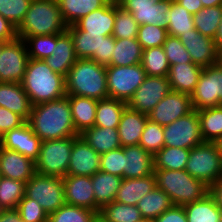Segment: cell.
I'll return each instance as SVG.
<instances>
[{"label":"cell","instance_id":"cell-19","mask_svg":"<svg viewBox=\"0 0 222 222\" xmlns=\"http://www.w3.org/2000/svg\"><path fill=\"white\" fill-rule=\"evenodd\" d=\"M100 160L101 154L78 136L73 142L67 175L93 176L100 170Z\"/></svg>","mask_w":222,"mask_h":222},{"label":"cell","instance_id":"cell-31","mask_svg":"<svg viewBox=\"0 0 222 222\" xmlns=\"http://www.w3.org/2000/svg\"><path fill=\"white\" fill-rule=\"evenodd\" d=\"M80 136L99 154L122 147L117 128L93 126Z\"/></svg>","mask_w":222,"mask_h":222},{"label":"cell","instance_id":"cell-24","mask_svg":"<svg viewBox=\"0 0 222 222\" xmlns=\"http://www.w3.org/2000/svg\"><path fill=\"white\" fill-rule=\"evenodd\" d=\"M124 178H142L154 174V156L140 145L122 147Z\"/></svg>","mask_w":222,"mask_h":222},{"label":"cell","instance_id":"cell-66","mask_svg":"<svg viewBox=\"0 0 222 222\" xmlns=\"http://www.w3.org/2000/svg\"><path fill=\"white\" fill-rule=\"evenodd\" d=\"M220 62L222 63V50H220Z\"/></svg>","mask_w":222,"mask_h":222},{"label":"cell","instance_id":"cell-5","mask_svg":"<svg viewBox=\"0 0 222 222\" xmlns=\"http://www.w3.org/2000/svg\"><path fill=\"white\" fill-rule=\"evenodd\" d=\"M156 185L170 198L173 205L183 206L204 198L209 186L185 170L154 169Z\"/></svg>","mask_w":222,"mask_h":222},{"label":"cell","instance_id":"cell-27","mask_svg":"<svg viewBox=\"0 0 222 222\" xmlns=\"http://www.w3.org/2000/svg\"><path fill=\"white\" fill-rule=\"evenodd\" d=\"M0 107H5L28 121L32 105L21 83L0 82Z\"/></svg>","mask_w":222,"mask_h":222},{"label":"cell","instance_id":"cell-4","mask_svg":"<svg viewBox=\"0 0 222 222\" xmlns=\"http://www.w3.org/2000/svg\"><path fill=\"white\" fill-rule=\"evenodd\" d=\"M65 23L56 0H32L17 28V37L45 36L66 32Z\"/></svg>","mask_w":222,"mask_h":222},{"label":"cell","instance_id":"cell-43","mask_svg":"<svg viewBox=\"0 0 222 222\" xmlns=\"http://www.w3.org/2000/svg\"><path fill=\"white\" fill-rule=\"evenodd\" d=\"M25 196V182L0 176V205L4 209H17Z\"/></svg>","mask_w":222,"mask_h":222},{"label":"cell","instance_id":"cell-26","mask_svg":"<svg viewBox=\"0 0 222 222\" xmlns=\"http://www.w3.org/2000/svg\"><path fill=\"white\" fill-rule=\"evenodd\" d=\"M148 115L126 107L117 127L122 147L139 145Z\"/></svg>","mask_w":222,"mask_h":222},{"label":"cell","instance_id":"cell-16","mask_svg":"<svg viewBox=\"0 0 222 222\" xmlns=\"http://www.w3.org/2000/svg\"><path fill=\"white\" fill-rule=\"evenodd\" d=\"M193 110L191 95L171 90L151 110L148 119L164 127Z\"/></svg>","mask_w":222,"mask_h":222},{"label":"cell","instance_id":"cell-14","mask_svg":"<svg viewBox=\"0 0 222 222\" xmlns=\"http://www.w3.org/2000/svg\"><path fill=\"white\" fill-rule=\"evenodd\" d=\"M171 2L172 0H122L119 6L131 13L139 25L150 24L167 30Z\"/></svg>","mask_w":222,"mask_h":222},{"label":"cell","instance_id":"cell-3","mask_svg":"<svg viewBox=\"0 0 222 222\" xmlns=\"http://www.w3.org/2000/svg\"><path fill=\"white\" fill-rule=\"evenodd\" d=\"M65 81L67 95L108 98L106 66L92 59H77Z\"/></svg>","mask_w":222,"mask_h":222},{"label":"cell","instance_id":"cell-34","mask_svg":"<svg viewBox=\"0 0 222 222\" xmlns=\"http://www.w3.org/2000/svg\"><path fill=\"white\" fill-rule=\"evenodd\" d=\"M111 63L108 66H132L141 63L143 49L137 39H115Z\"/></svg>","mask_w":222,"mask_h":222},{"label":"cell","instance_id":"cell-1","mask_svg":"<svg viewBox=\"0 0 222 222\" xmlns=\"http://www.w3.org/2000/svg\"><path fill=\"white\" fill-rule=\"evenodd\" d=\"M27 122L33 133L42 142L80 136L73 125L71 107L67 96L33 105Z\"/></svg>","mask_w":222,"mask_h":222},{"label":"cell","instance_id":"cell-44","mask_svg":"<svg viewBox=\"0 0 222 222\" xmlns=\"http://www.w3.org/2000/svg\"><path fill=\"white\" fill-rule=\"evenodd\" d=\"M97 215L88 208L64 204L48 214V222H93Z\"/></svg>","mask_w":222,"mask_h":222},{"label":"cell","instance_id":"cell-64","mask_svg":"<svg viewBox=\"0 0 222 222\" xmlns=\"http://www.w3.org/2000/svg\"><path fill=\"white\" fill-rule=\"evenodd\" d=\"M108 3L119 4L122 0H107Z\"/></svg>","mask_w":222,"mask_h":222},{"label":"cell","instance_id":"cell-6","mask_svg":"<svg viewBox=\"0 0 222 222\" xmlns=\"http://www.w3.org/2000/svg\"><path fill=\"white\" fill-rule=\"evenodd\" d=\"M185 171L211 186L222 177V154L216 142H203L190 149Z\"/></svg>","mask_w":222,"mask_h":222},{"label":"cell","instance_id":"cell-52","mask_svg":"<svg viewBox=\"0 0 222 222\" xmlns=\"http://www.w3.org/2000/svg\"><path fill=\"white\" fill-rule=\"evenodd\" d=\"M100 171L124 178V150L122 147L101 154Z\"/></svg>","mask_w":222,"mask_h":222},{"label":"cell","instance_id":"cell-51","mask_svg":"<svg viewBox=\"0 0 222 222\" xmlns=\"http://www.w3.org/2000/svg\"><path fill=\"white\" fill-rule=\"evenodd\" d=\"M17 210L25 222H48V213L40 204L26 195L19 202Z\"/></svg>","mask_w":222,"mask_h":222},{"label":"cell","instance_id":"cell-11","mask_svg":"<svg viewBox=\"0 0 222 222\" xmlns=\"http://www.w3.org/2000/svg\"><path fill=\"white\" fill-rule=\"evenodd\" d=\"M164 146L191 149L203 143L198 111L193 110L163 127Z\"/></svg>","mask_w":222,"mask_h":222},{"label":"cell","instance_id":"cell-49","mask_svg":"<svg viewBox=\"0 0 222 222\" xmlns=\"http://www.w3.org/2000/svg\"><path fill=\"white\" fill-rule=\"evenodd\" d=\"M168 36L167 30L150 24L139 25L137 40L142 49L162 46Z\"/></svg>","mask_w":222,"mask_h":222},{"label":"cell","instance_id":"cell-37","mask_svg":"<svg viewBox=\"0 0 222 222\" xmlns=\"http://www.w3.org/2000/svg\"><path fill=\"white\" fill-rule=\"evenodd\" d=\"M204 142H216L222 136V105L198 111Z\"/></svg>","mask_w":222,"mask_h":222},{"label":"cell","instance_id":"cell-30","mask_svg":"<svg viewBox=\"0 0 222 222\" xmlns=\"http://www.w3.org/2000/svg\"><path fill=\"white\" fill-rule=\"evenodd\" d=\"M122 180V177L100 170L91 176L95 202L100 208L115 201Z\"/></svg>","mask_w":222,"mask_h":222},{"label":"cell","instance_id":"cell-28","mask_svg":"<svg viewBox=\"0 0 222 222\" xmlns=\"http://www.w3.org/2000/svg\"><path fill=\"white\" fill-rule=\"evenodd\" d=\"M69 99L73 125L80 135L86 129L92 128L96 119L97 99L66 95Z\"/></svg>","mask_w":222,"mask_h":222},{"label":"cell","instance_id":"cell-32","mask_svg":"<svg viewBox=\"0 0 222 222\" xmlns=\"http://www.w3.org/2000/svg\"><path fill=\"white\" fill-rule=\"evenodd\" d=\"M60 13L68 26L74 25L78 20L91 12L108 4L107 0H56Z\"/></svg>","mask_w":222,"mask_h":222},{"label":"cell","instance_id":"cell-45","mask_svg":"<svg viewBox=\"0 0 222 222\" xmlns=\"http://www.w3.org/2000/svg\"><path fill=\"white\" fill-rule=\"evenodd\" d=\"M29 59L44 60L52 55L57 44V34L45 36H30L24 40Z\"/></svg>","mask_w":222,"mask_h":222},{"label":"cell","instance_id":"cell-41","mask_svg":"<svg viewBox=\"0 0 222 222\" xmlns=\"http://www.w3.org/2000/svg\"><path fill=\"white\" fill-rule=\"evenodd\" d=\"M98 215L106 222H137L142 218L136 205L121 204L116 201L104 205Z\"/></svg>","mask_w":222,"mask_h":222},{"label":"cell","instance_id":"cell-2","mask_svg":"<svg viewBox=\"0 0 222 222\" xmlns=\"http://www.w3.org/2000/svg\"><path fill=\"white\" fill-rule=\"evenodd\" d=\"M21 85L32 106L67 95L65 76L52 71L44 60L29 59Z\"/></svg>","mask_w":222,"mask_h":222},{"label":"cell","instance_id":"cell-29","mask_svg":"<svg viewBox=\"0 0 222 222\" xmlns=\"http://www.w3.org/2000/svg\"><path fill=\"white\" fill-rule=\"evenodd\" d=\"M156 186L155 174L142 178H123L115 201L121 204L137 205L139 200Z\"/></svg>","mask_w":222,"mask_h":222},{"label":"cell","instance_id":"cell-57","mask_svg":"<svg viewBox=\"0 0 222 222\" xmlns=\"http://www.w3.org/2000/svg\"><path fill=\"white\" fill-rule=\"evenodd\" d=\"M180 6L184 7L191 14L198 13L201 9H203V5L201 0H174Z\"/></svg>","mask_w":222,"mask_h":222},{"label":"cell","instance_id":"cell-8","mask_svg":"<svg viewBox=\"0 0 222 222\" xmlns=\"http://www.w3.org/2000/svg\"><path fill=\"white\" fill-rule=\"evenodd\" d=\"M67 31L71 34L74 49L78 59H92L98 64L108 66L111 63L115 46L112 35L101 36L100 34H86L78 30L74 25L68 26Z\"/></svg>","mask_w":222,"mask_h":222},{"label":"cell","instance_id":"cell-63","mask_svg":"<svg viewBox=\"0 0 222 222\" xmlns=\"http://www.w3.org/2000/svg\"><path fill=\"white\" fill-rule=\"evenodd\" d=\"M93 222H106L102 217H100L99 215H97V217L94 219Z\"/></svg>","mask_w":222,"mask_h":222},{"label":"cell","instance_id":"cell-9","mask_svg":"<svg viewBox=\"0 0 222 222\" xmlns=\"http://www.w3.org/2000/svg\"><path fill=\"white\" fill-rule=\"evenodd\" d=\"M25 195L36 200L48 214L65 204L63 180L59 177L35 173L25 183Z\"/></svg>","mask_w":222,"mask_h":222},{"label":"cell","instance_id":"cell-47","mask_svg":"<svg viewBox=\"0 0 222 222\" xmlns=\"http://www.w3.org/2000/svg\"><path fill=\"white\" fill-rule=\"evenodd\" d=\"M139 145L153 156L164 147L163 126L147 120Z\"/></svg>","mask_w":222,"mask_h":222},{"label":"cell","instance_id":"cell-62","mask_svg":"<svg viewBox=\"0 0 222 222\" xmlns=\"http://www.w3.org/2000/svg\"><path fill=\"white\" fill-rule=\"evenodd\" d=\"M137 222H155V219H151V218H141V219L138 220Z\"/></svg>","mask_w":222,"mask_h":222},{"label":"cell","instance_id":"cell-35","mask_svg":"<svg viewBox=\"0 0 222 222\" xmlns=\"http://www.w3.org/2000/svg\"><path fill=\"white\" fill-rule=\"evenodd\" d=\"M127 103L115 98L98 100L94 126L117 128Z\"/></svg>","mask_w":222,"mask_h":222},{"label":"cell","instance_id":"cell-22","mask_svg":"<svg viewBox=\"0 0 222 222\" xmlns=\"http://www.w3.org/2000/svg\"><path fill=\"white\" fill-rule=\"evenodd\" d=\"M116 16V4L108 3L78 20L74 26L86 34L110 36L113 33Z\"/></svg>","mask_w":222,"mask_h":222},{"label":"cell","instance_id":"cell-67","mask_svg":"<svg viewBox=\"0 0 222 222\" xmlns=\"http://www.w3.org/2000/svg\"><path fill=\"white\" fill-rule=\"evenodd\" d=\"M3 210L4 208L0 205V214L2 213Z\"/></svg>","mask_w":222,"mask_h":222},{"label":"cell","instance_id":"cell-58","mask_svg":"<svg viewBox=\"0 0 222 222\" xmlns=\"http://www.w3.org/2000/svg\"><path fill=\"white\" fill-rule=\"evenodd\" d=\"M0 222H25L17 209H4L0 214Z\"/></svg>","mask_w":222,"mask_h":222},{"label":"cell","instance_id":"cell-7","mask_svg":"<svg viewBox=\"0 0 222 222\" xmlns=\"http://www.w3.org/2000/svg\"><path fill=\"white\" fill-rule=\"evenodd\" d=\"M77 137L43 141L40 154L35 160L36 173L64 178L67 175L73 142Z\"/></svg>","mask_w":222,"mask_h":222},{"label":"cell","instance_id":"cell-17","mask_svg":"<svg viewBox=\"0 0 222 222\" xmlns=\"http://www.w3.org/2000/svg\"><path fill=\"white\" fill-rule=\"evenodd\" d=\"M187 49L193 63L207 67L220 62V50L214 39L203 36L196 29L178 37Z\"/></svg>","mask_w":222,"mask_h":222},{"label":"cell","instance_id":"cell-13","mask_svg":"<svg viewBox=\"0 0 222 222\" xmlns=\"http://www.w3.org/2000/svg\"><path fill=\"white\" fill-rule=\"evenodd\" d=\"M29 61L23 39L6 42L0 53V82L21 83Z\"/></svg>","mask_w":222,"mask_h":222},{"label":"cell","instance_id":"cell-21","mask_svg":"<svg viewBox=\"0 0 222 222\" xmlns=\"http://www.w3.org/2000/svg\"><path fill=\"white\" fill-rule=\"evenodd\" d=\"M35 173L34 160L0 145V176L26 183Z\"/></svg>","mask_w":222,"mask_h":222},{"label":"cell","instance_id":"cell-50","mask_svg":"<svg viewBox=\"0 0 222 222\" xmlns=\"http://www.w3.org/2000/svg\"><path fill=\"white\" fill-rule=\"evenodd\" d=\"M169 65L192 63L191 57L178 37L167 36L162 45Z\"/></svg>","mask_w":222,"mask_h":222},{"label":"cell","instance_id":"cell-15","mask_svg":"<svg viewBox=\"0 0 222 222\" xmlns=\"http://www.w3.org/2000/svg\"><path fill=\"white\" fill-rule=\"evenodd\" d=\"M170 91L168 77L146 76L143 83L127 103V106L148 115Z\"/></svg>","mask_w":222,"mask_h":222},{"label":"cell","instance_id":"cell-10","mask_svg":"<svg viewBox=\"0 0 222 222\" xmlns=\"http://www.w3.org/2000/svg\"><path fill=\"white\" fill-rule=\"evenodd\" d=\"M108 97L128 103L146 78L141 64L132 66H106Z\"/></svg>","mask_w":222,"mask_h":222},{"label":"cell","instance_id":"cell-53","mask_svg":"<svg viewBox=\"0 0 222 222\" xmlns=\"http://www.w3.org/2000/svg\"><path fill=\"white\" fill-rule=\"evenodd\" d=\"M27 121L17 113H14L5 107H0V135H4L7 131L19 128Z\"/></svg>","mask_w":222,"mask_h":222},{"label":"cell","instance_id":"cell-60","mask_svg":"<svg viewBox=\"0 0 222 222\" xmlns=\"http://www.w3.org/2000/svg\"><path fill=\"white\" fill-rule=\"evenodd\" d=\"M203 8H209L212 6H222V0H201Z\"/></svg>","mask_w":222,"mask_h":222},{"label":"cell","instance_id":"cell-55","mask_svg":"<svg viewBox=\"0 0 222 222\" xmlns=\"http://www.w3.org/2000/svg\"><path fill=\"white\" fill-rule=\"evenodd\" d=\"M17 38V28L0 15V41L9 42Z\"/></svg>","mask_w":222,"mask_h":222},{"label":"cell","instance_id":"cell-42","mask_svg":"<svg viewBox=\"0 0 222 222\" xmlns=\"http://www.w3.org/2000/svg\"><path fill=\"white\" fill-rule=\"evenodd\" d=\"M222 17V6L203 8L193 14L195 29L203 36L215 38Z\"/></svg>","mask_w":222,"mask_h":222},{"label":"cell","instance_id":"cell-59","mask_svg":"<svg viewBox=\"0 0 222 222\" xmlns=\"http://www.w3.org/2000/svg\"><path fill=\"white\" fill-rule=\"evenodd\" d=\"M214 42L216 44V47L219 50H222V17L217 32L215 34Z\"/></svg>","mask_w":222,"mask_h":222},{"label":"cell","instance_id":"cell-65","mask_svg":"<svg viewBox=\"0 0 222 222\" xmlns=\"http://www.w3.org/2000/svg\"><path fill=\"white\" fill-rule=\"evenodd\" d=\"M5 43H6V42H4V41H0V53H1V50H2L3 45H4Z\"/></svg>","mask_w":222,"mask_h":222},{"label":"cell","instance_id":"cell-25","mask_svg":"<svg viewBox=\"0 0 222 222\" xmlns=\"http://www.w3.org/2000/svg\"><path fill=\"white\" fill-rule=\"evenodd\" d=\"M203 67L195 63L170 65L168 81L170 89L191 95L199 81Z\"/></svg>","mask_w":222,"mask_h":222},{"label":"cell","instance_id":"cell-56","mask_svg":"<svg viewBox=\"0 0 222 222\" xmlns=\"http://www.w3.org/2000/svg\"><path fill=\"white\" fill-rule=\"evenodd\" d=\"M209 194L213 197L216 205L222 211V177L209 187Z\"/></svg>","mask_w":222,"mask_h":222},{"label":"cell","instance_id":"cell-48","mask_svg":"<svg viewBox=\"0 0 222 222\" xmlns=\"http://www.w3.org/2000/svg\"><path fill=\"white\" fill-rule=\"evenodd\" d=\"M32 0H0V15L14 27L22 23Z\"/></svg>","mask_w":222,"mask_h":222},{"label":"cell","instance_id":"cell-39","mask_svg":"<svg viewBox=\"0 0 222 222\" xmlns=\"http://www.w3.org/2000/svg\"><path fill=\"white\" fill-rule=\"evenodd\" d=\"M190 149L164 146L154 155V169L185 170Z\"/></svg>","mask_w":222,"mask_h":222},{"label":"cell","instance_id":"cell-61","mask_svg":"<svg viewBox=\"0 0 222 222\" xmlns=\"http://www.w3.org/2000/svg\"><path fill=\"white\" fill-rule=\"evenodd\" d=\"M220 153L222 154V136L216 141Z\"/></svg>","mask_w":222,"mask_h":222},{"label":"cell","instance_id":"cell-40","mask_svg":"<svg viewBox=\"0 0 222 222\" xmlns=\"http://www.w3.org/2000/svg\"><path fill=\"white\" fill-rule=\"evenodd\" d=\"M141 66L147 76L167 77L170 65L162 46L143 50Z\"/></svg>","mask_w":222,"mask_h":222},{"label":"cell","instance_id":"cell-36","mask_svg":"<svg viewBox=\"0 0 222 222\" xmlns=\"http://www.w3.org/2000/svg\"><path fill=\"white\" fill-rule=\"evenodd\" d=\"M169 196L157 186L137 203L142 218L156 219L172 206Z\"/></svg>","mask_w":222,"mask_h":222},{"label":"cell","instance_id":"cell-33","mask_svg":"<svg viewBox=\"0 0 222 222\" xmlns=\"http://www.w3.org/2000/svg\"><path fill=\"white\" fill-rule=\"evenodd\" d=\"M183 207L187 222H222V211L210 194Z\"/></svg>","mask_w":222,"mask_h":222},{"label":"cell","instance_id":"cell-38","mask_svg":"<svg viewBox=\"0 0 222 222\" xmlns=\"http://www.w3.org/2000/svg\"><path fill=\"white\" fill-rule=\"evenodd\" d=\"M168 15L167 33L169 36L180 37L195 29L193 14L174 0L170 4Z\"/></svg>","mask_w":222,"mask_h":222},{"label":"cell","instance_id":"cell-54","mask_svg":"<svg viewBox=\"0 0 222 222\" xmlns=\"http://www.w3.org/2000/svg\"><path fill=\"white\" fill-rule=\"evenodd\" d=\"M155 222H187L184 207L172 205L169 209L157 217Z\"/></svg>","mask_w":222,"mask_h":222},{"label":"cell","instance_id":"cell-20","mask_svg":"<svg viewBox=\"0 0 222 222\" xmlns=\"http://www.w3.org/2000/svg\"><path fill=\"white\" fill-rule=\"evenodd\" d=\"M41 143L42 140L33 133L31 126L26 122L19 128L2 135L1 146L17 151L35 161L40 154Z\"/></svg>","mask_w":222,"mask_h":222},{"label":"cell","instance_id":"cell-23","mask_svg":"<svg viewBox=\"0 0 222 222\" xmlns=\"http://www.w3.org/2000/svg\"><path fill=\"white\" fill-rule=\"evenodd\" d=\"M77 59L73 38L71 34L66 31L57 34V44L52 50V55L45 58L44 61L52 71L66 77Z\"/></svg>","mask_w":222,"mask_h":222},{"label":"cell","instance_id":"cell-18","mask_svg":"<svg viewBox=\"0 0 222 222\" xmlns=\"http://www.w3.org/2000/svg\"><path fill=\"white\" fill-rule=\"evenodd\" d=\"M63 180L65 204L88 208L99 214L96 204L91 176L66 175Z\"/></svg>","mask_w":222,"mask_h":222},{"label":"cell","instance_id":"cell-46","mask_svg":"<svg viewBox=\"0 0 222 222\" xmlns=\"http://www.w3.org/2000/svg\"><path fill=\"white\" fill-rule=\"evenodd\" d=\"M139 24L131 13L116 4V16L112 36L114 39H137Z\"/></svg>","mask_w":222,"mask_h":222},{"label":"cell","instance_id":"cell-12","mask_svg":"<svg viewBox=\"0 0 222 222\" xmlns=\"http://www.w3.org/2000/svg\"><path fill=\"white\" fill-rule=\"evenodd\" d=\"M193 109L199 111L222 105V63L203 67L199 81L191 94Z\"/></svg>","mask_w":222,"mask_h":222}]
</instances>
